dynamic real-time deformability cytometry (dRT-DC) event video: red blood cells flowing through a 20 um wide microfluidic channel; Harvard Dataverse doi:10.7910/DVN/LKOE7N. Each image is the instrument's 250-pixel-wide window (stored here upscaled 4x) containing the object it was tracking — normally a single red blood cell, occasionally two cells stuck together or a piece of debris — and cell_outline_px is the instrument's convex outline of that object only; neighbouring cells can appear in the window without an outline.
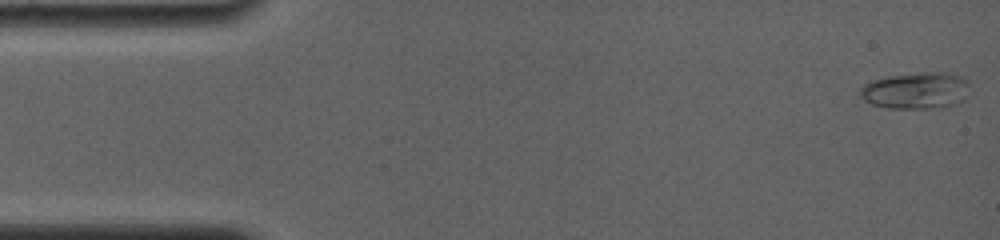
{"species": "common noctule bat (a hibernating species)", "species_latin": "Nyctalus noctula", "temperature_condition": "room temperature", "stored_images_in_passage": 11, "camera_frame_rate_fps": 4000, "um_per_image_px": 0.085, "animal": {"sex": "female", "body_mass_g": 19.0, "forearm_length_mm": 56.7}, "frame": {"image": 1, "passage_image": 1, "time_ms": 0.0, "image_size_px": [1000, 240], "cell_outline_px": [[968, 96], [964, 100], [948, 108], [888, 108], [872, 104], [864, 100], [860, 96], [860, 88], [864, 84], [872, 80], [888, 76], [924, 72], [948, 72], [964, 76], [968, 80]], "centroid_in_image_um": [77.92, 7.7], "position_along_channel_um": 7.1, "area_um2": 23.87}}
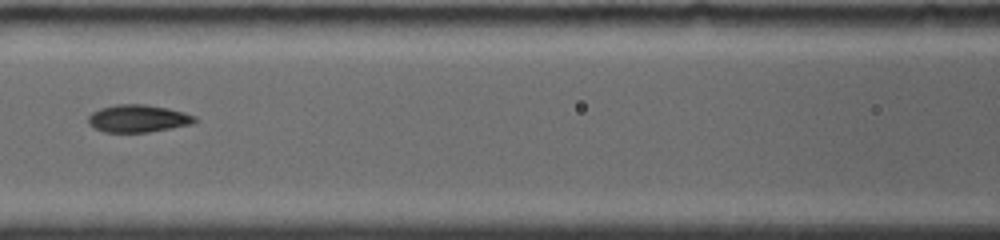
{"frame": {"image": 2, "passage_image": 7, "time_ms": 7.0, "image_size_px": [1000, 240], "cell_outline_px": [[196, 120], [192, 124], [148, 132], [104, 132], [88, 124], [88, 116], [92, 112], [100, 108], [116, 104], [144, 104], [168, 108], [184, 112], [196, 116]], "centroid_in_image_um": [11.72, 10.06], "position_along_channel_um": 154.9, "area_um2": 17.05}}
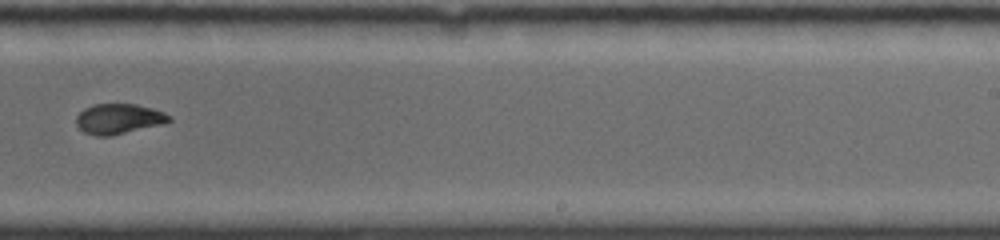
{"frame": {"image": 3, "passage_image": 11, "time_ms": 10.25, "image_size_px": [1000, 240], "cell_outline_px": [[172, 120], [164, 124], [112, 136], [96, 136], [84, 132], [76, 124], [76, 116], [84, 108], [92, 104], [136, 104], [152, 108], [164, 112], [172, 116]], "centroid_in_image_um": [10.11, 10.1], "position_along_channel_um": 278.9, "area_um2": 16.59}}